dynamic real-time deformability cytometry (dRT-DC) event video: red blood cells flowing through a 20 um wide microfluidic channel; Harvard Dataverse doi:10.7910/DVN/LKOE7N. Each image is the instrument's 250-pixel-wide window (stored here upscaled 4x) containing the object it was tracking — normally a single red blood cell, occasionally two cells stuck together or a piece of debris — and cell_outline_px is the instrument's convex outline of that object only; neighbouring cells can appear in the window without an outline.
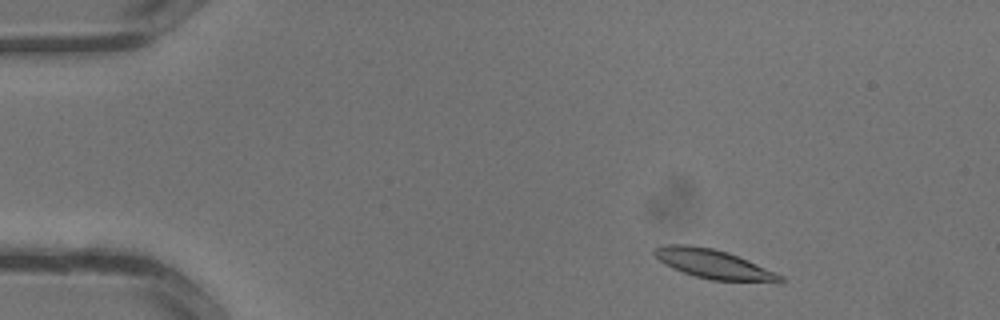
{"species": "common noctule bat (a hibernating species)", "species_latin": "Nyctalus noctula", "temperature_condition": "warm", "stored_images_in_passage": 31, "camera_frame_rate_fps": 3000, "um_per_image_px": 0.085, "animal": {"sex": "male", "body_mass_g": 13.3}, "frame": {"image": 1, "passage_image": 3, "time_ms": 0.667, "image_size_px": [1000, 320], "cell_outline_px": [[788, 280], [784, 284], [780, 284], [712, 280], [696, 276], [672, 268], [660, 260], [652, 252], [652, 248], [664, 244], [688, 244], [712, 248], [728, 252], [748, 260], [776, 272], [784, 276]], "centroid_in_image_um": [60.78, 22.48], "position_along_channel_um": 24.2, "area_um2": 22.02}}
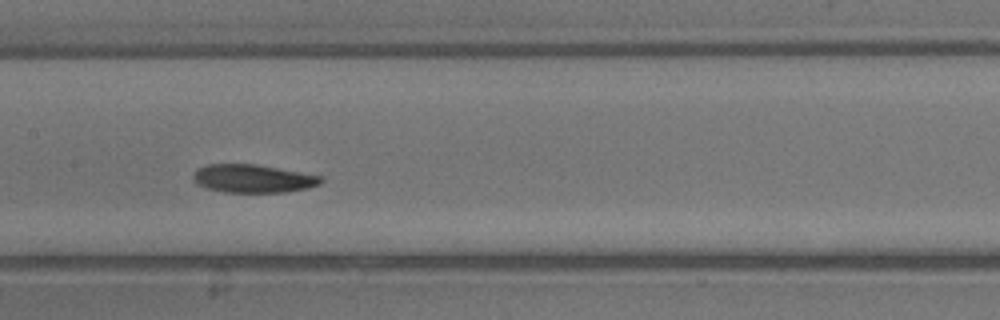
{"frame": {"image": 2, "passage_image": 15, "time_ms": 4.667, "image_size_px": [1000, 320], "cell_outline_px": [[324, 180], [320, 184], [308, 188], [284, 192], [224, 192], [208, 188], [192, 180], [192, 176], [196, 168], [208, 164], [256, 164], [324, 176]], "centroid_in_image_um": [21.53, 15.17], "position_along_channel_um": 185.9, "area_um2": 21.04}}
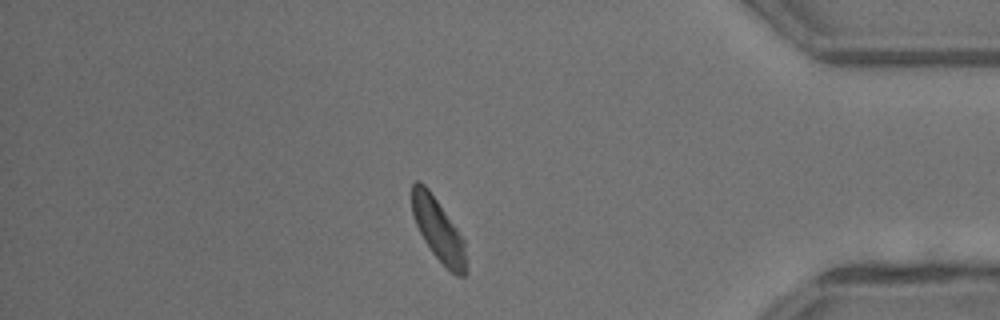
{"frame": {"image": 3, "passage_image": 27, "time_ms": 8.667, "image_size_px": [1000, 320], "cell_outline_px": [[468, 272], [464, 276], [456, 276], [432, 252], [424, 240], [416, 224], [412, 212], [412, 184], [416, 180], [420, 180], [428, 188], [456, 228], [464, 240]], "centroid_in_image_um": [37.27, 19.55], "position_along_channel_um": 397.9, "area_um2": 19.48}}